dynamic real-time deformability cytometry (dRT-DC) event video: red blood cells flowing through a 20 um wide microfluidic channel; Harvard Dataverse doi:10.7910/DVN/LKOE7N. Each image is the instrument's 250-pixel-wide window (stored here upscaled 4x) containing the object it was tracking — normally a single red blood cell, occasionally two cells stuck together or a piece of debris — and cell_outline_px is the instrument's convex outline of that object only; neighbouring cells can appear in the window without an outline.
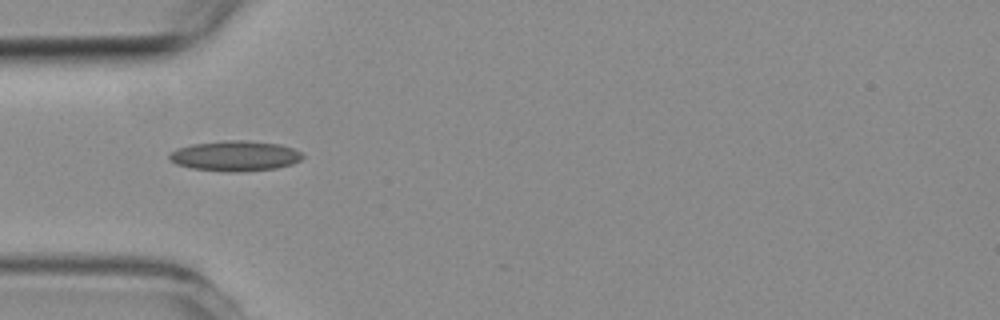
{"species": "common noctule bat (a hibernating species)", "species_latin": "Nyctalus noctula", "temperature_condition": "room temperature", "stored_images_in_passage": 4, "camera_frame_rate_fps": 3000, "um_per_image_px": 0.085, "animal": {"sex": "female", "body_mass_g": 19.3, "forearm_length_mm": 54.1}, "frame": {"image": 1, "passage_image": 4, "time_ms": 4.0, "image_size_px": [1000, 320], "cell_outline_px": [[304, 156], [300, 160], [292, 164], [276, 168], [236, 172], [228, 172], [192, 168], [176, 164], [168, 156], [168, 152], [192, 144], [232, 140], [244, 140], [280, 144], [292, 148], [300, 152]], "centroid_in_image_um": [19.99, 13.25], "position_along_channel_um": 65.0, "area_um2": 23.29}}